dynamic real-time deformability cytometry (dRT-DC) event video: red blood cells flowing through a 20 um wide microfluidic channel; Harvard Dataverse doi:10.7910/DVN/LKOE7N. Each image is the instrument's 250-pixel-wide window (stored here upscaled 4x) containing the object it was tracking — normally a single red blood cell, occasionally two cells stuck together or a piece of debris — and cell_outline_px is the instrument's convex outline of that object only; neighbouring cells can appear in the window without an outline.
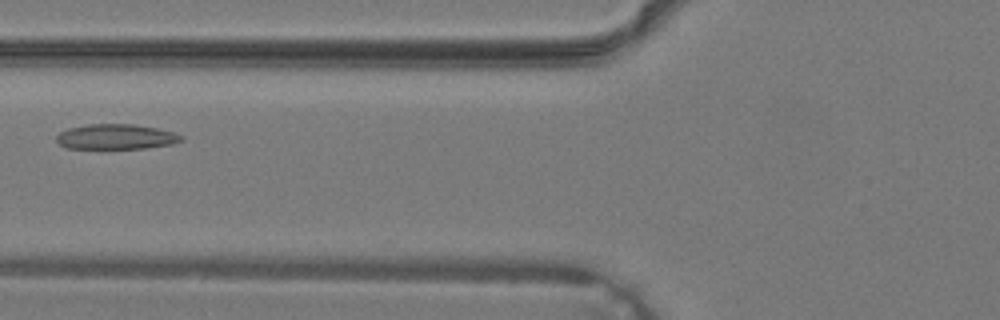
{"species": "common noctule bat (a hibernating species)", "species_latin": "Nyctalus noctula", "temperature_condition": "warm", "stored_images_in_passage": 38, "camera_frame_rate_fps": 3000, "um_per_image_px": 0.085, "animal": {"sex": "male", "body_mass_g": 19.2, "forearm_length_mm": 51.8}, "frame": {"image": 1, "passage_image": 15, "time_ms": 4.667, "image_size_px": [1000, 320], "cell_outline_px": [[184, 140], [172, 144], [144, 148], [68, 148], [60, 144], [56, 140], [56, 136], [60, 132], [68, 128], [88, 124], [132, 124], [156, 128], [172, 132], [184, 136]], "centroid_in_image_um": [9.87, 11.62], "position_along_channel_um": 115.9, "area_um2": 18.15}}
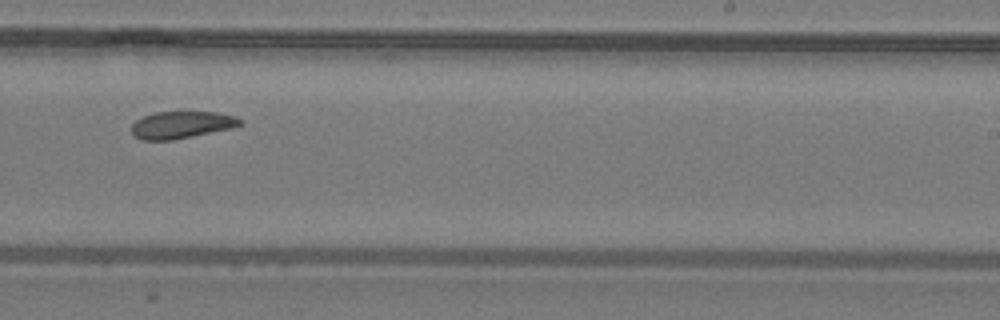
{"frame": {"image": 2, "passage_image": 24, "time_ms": 7.667, "image_size_px": [1000, 320], "cell_outline_px": [[244, 124], [236, 128], [172, 140], [140, 140], [132, 132], [132, 124], [136, 120], [144, 116], [156, 112], [220, 112], [236, 116], [244, 120]], "centroid_in_image_um": [15.53, 10.61], "position_along_channel_um": 273.5, "area_um2": 17.46}}
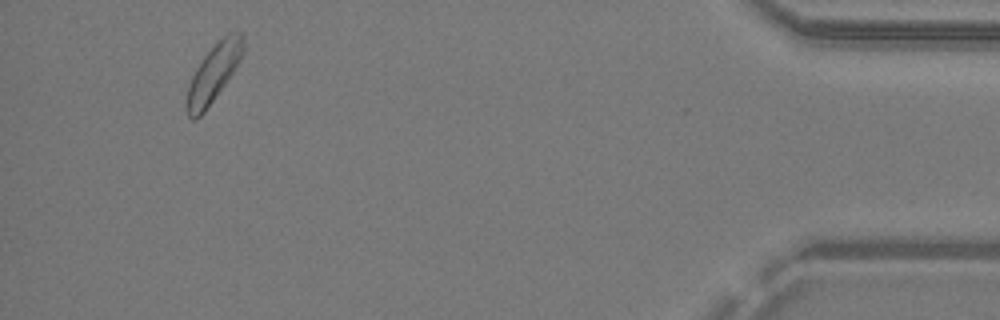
{"frame": {"image": 3, "passage_image": 36, "time_ms": 11.667, "image_size_px": [1000, 320], "cell_outline_px": [[244, 52], [236, 68], [228, 80], [204, 112], [196, 120], [192, 120], [188, 116], [184, 108], [188, 88], [192, 76], [196, 68], [204, 56], [228, 32], [244, 32]], "centroid_in_image_um": [18.16, 6.24], "position_along_channel_um": 417.0, "area_um2": 19.02}}